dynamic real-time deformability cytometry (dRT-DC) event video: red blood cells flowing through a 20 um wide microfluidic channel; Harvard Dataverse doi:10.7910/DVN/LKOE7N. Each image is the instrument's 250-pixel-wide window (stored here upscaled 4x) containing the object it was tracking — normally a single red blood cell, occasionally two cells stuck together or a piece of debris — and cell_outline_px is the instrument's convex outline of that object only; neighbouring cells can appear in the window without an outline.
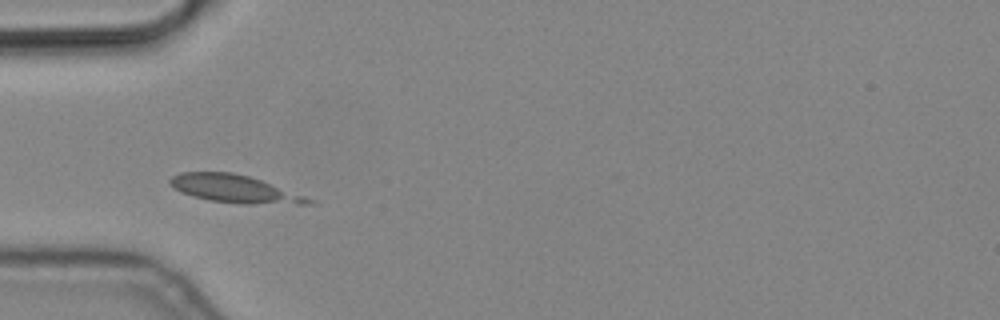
{"species": "common noctule bat (a hibernating species)", "species_latin": "Nyctalus noctula", "temperature_condition": "cold", "stored_images_in_passage": 4, "camera_frame_rate_fps": 3000, "um_per_image_px": 0.085, "animal": {"sex": "male", "body_mass_g": 19.2, "forearm_length_mm": 51.8}, "frame": {"image": 1, "passage_image": 3, "time_ms": 0.667, "image_size_px": [1000, 320], "cell_outline_px": [[320, 204], [244, 204], [208, 200], [192, 196], [180, 192], [168, 184], [168, 180], [172, 176], [180, 172], [232, 172], [248, 176], [260, 180], [304, 196]], "centroid_in_image_um": [19.88, 16.06], "position_along_channel_um": 65.1, "area_um2": 22.31}}